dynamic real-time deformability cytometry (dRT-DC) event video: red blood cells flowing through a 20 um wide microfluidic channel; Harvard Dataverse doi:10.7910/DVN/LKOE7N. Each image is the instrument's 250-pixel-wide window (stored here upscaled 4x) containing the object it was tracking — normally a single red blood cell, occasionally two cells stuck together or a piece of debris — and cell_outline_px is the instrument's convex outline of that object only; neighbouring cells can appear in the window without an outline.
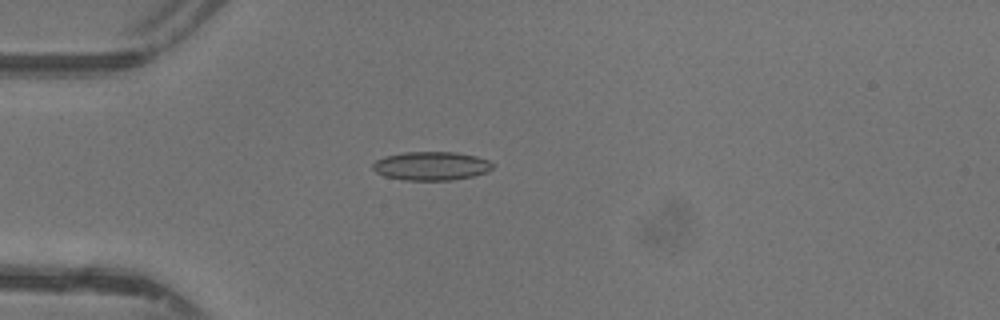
{"species": "common noctule bat (a hibernating species)", "species_latin": "Nyctalus noctula", "temperature_condition": "warm", "stored_images_in_passage": 48, "camera_frame_rate_fps": 3000, "um_per_image_px": 0.085, "animal": {"sex": "female"}, "frame": {"image": 1, "passage_image": 14, "time_ms": 4.333, "image_size_px": [1000, 320], "cell_outline_px": [[496, 164], [488, 172], [472, 176], [452, 180], [404, 180], [384, 176], [376, 172], [372, 168], [372, 164], [376, 160], [384, 156], [404, 152], [456, 152], [476, 156], [488, 160]], "centroid_in_image_um": [36.66, 14.1], "position_along_channel_um": 48.3, "area_um2": 20.17}}
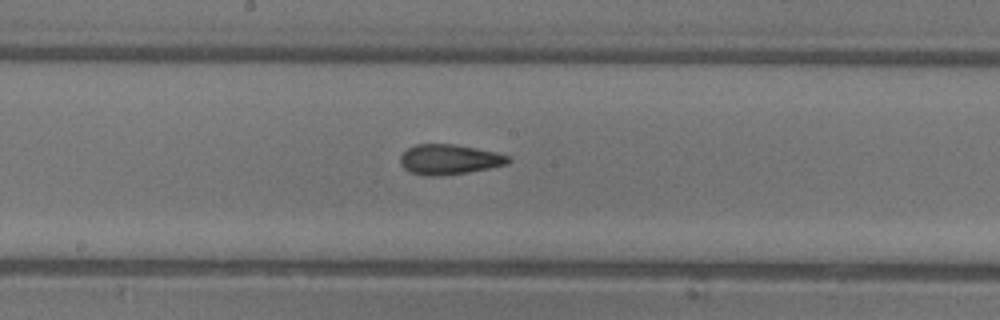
{"frame": {"image": 2, "passage_image": 26, "time_ms": 8.333, "image_size_px": [1000, 320], "cell_outline_px": [[512, 160], [508, 164], [468, 172], [440, 176], [424, 176], [408, 172], [400, 164], [400, 156], [408, 148], [416, 144], [456, 144], [496, 152], [508, 156]], "centroid_in_image_um": [38.16, 13.56], "position_along_channel_um": 210.0, "area_um2": 19.07}}
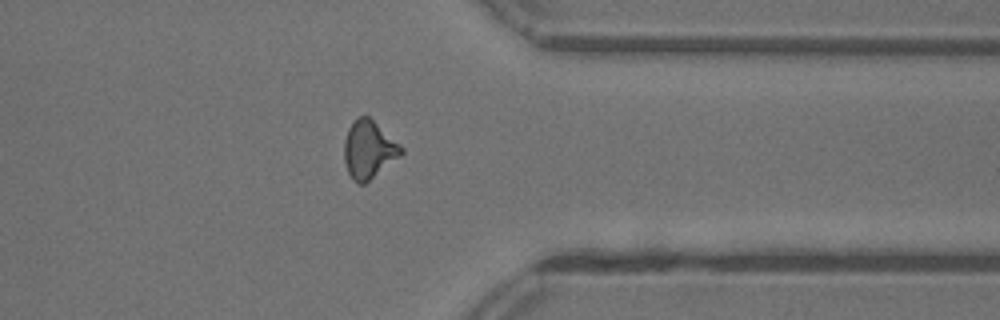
{"frame": {"image": 3, "passage_image": 38, "time_ms": 12.333, "image_size_px": [1000, 320], "cell_outline_px": [[404, 152], [400, 156], [364, 184], [360, 184], [352, 180], [348, 172], [344, 160], [344, 140], [348, 128], [360, 116], [368, 116], [400, 144], [404, 148]], "centroid_in_image_um": [31.34, 12.73], "position_along_channel_um": 380.1, "area_um2": 18.96}, "authors_computed_cell_mechanics": {"area_um2": 18.5249, "velocity_mm_per_s": 4.4347, "shape_relaxation_time_tau1_ms": 7.1511, "shape_relaxation_time_tau2_ms": 2.0128, "deformation_change_tau1": 0.1975, "deformation_change_tau2": 0.1041}}